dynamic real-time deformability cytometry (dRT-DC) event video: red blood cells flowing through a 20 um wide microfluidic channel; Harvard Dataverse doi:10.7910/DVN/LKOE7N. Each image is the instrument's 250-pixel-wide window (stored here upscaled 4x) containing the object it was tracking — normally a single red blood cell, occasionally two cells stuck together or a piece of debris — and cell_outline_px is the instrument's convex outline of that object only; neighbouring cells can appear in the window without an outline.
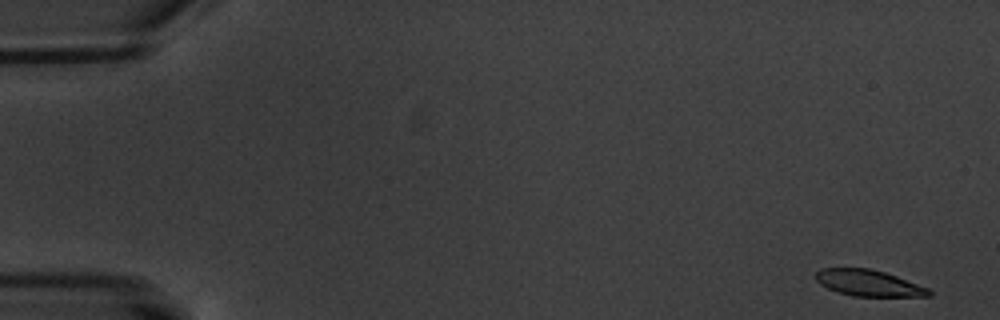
{"species": "common noctule bat (a hibernating species)", "species_latin": "Nyctalus noctula", "temperature_condition": "warm", "stored_images_in_passage": 8, "camera_frame_rate_fps": 3000, "um_per_image_px": 0.085, "animal": {"sex": "male", "body_mass_g": 20.1, "forearm_length_mm": 53.5}, "frame": {"image": 1, "passage_image": 1, "time_ms": 0.0, "image_size_px": [1000, 320], "cell_outline_px": [[932, 296], [852, 296], [828, 288], [820, 284], [816, 280], [816, 272], [820, 268], [868, 268], [884, 272], [896, 276], [928, 288], [932, 292]], "centroid_in_image_um": [73.82, 24.05], "position_along_channel_um": 11.2, "area_um2": 17.11}}